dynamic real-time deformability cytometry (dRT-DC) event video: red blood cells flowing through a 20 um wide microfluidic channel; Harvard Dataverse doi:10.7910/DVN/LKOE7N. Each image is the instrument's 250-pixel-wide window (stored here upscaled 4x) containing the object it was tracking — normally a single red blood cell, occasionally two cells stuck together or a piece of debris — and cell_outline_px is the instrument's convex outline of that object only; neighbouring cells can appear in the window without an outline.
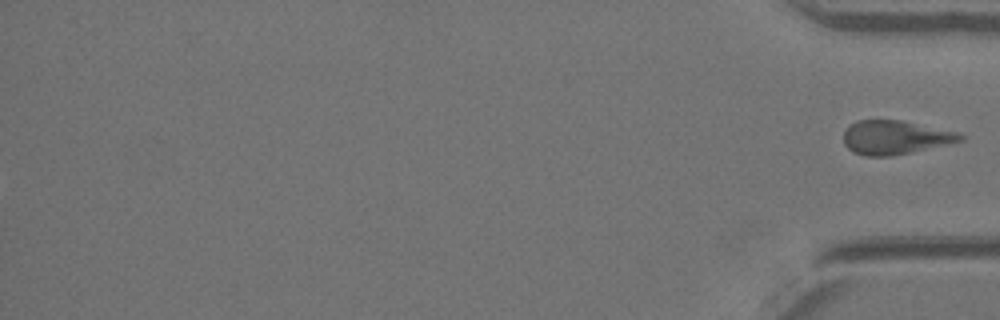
{"species": "Egyptian fruit bat (a non-hibernating species)", "species_latin": "Rousettus aegyptiacus", "temperature_condition": "warm", "stored_images_in_passage": 36, "segment_of_instrument_passage": [2, 2], "camera_frame_rate_fps": 3000, "um_per_image_px": 0.085, "animal": {"sex": "female"}, "frame": {"image": 1, "passage_image": 36, "time_ms": 11.667, "image_size_px": [1000, 320], "cell_outline_px": [[968, 136], [964, 140], [948, 144], [888, 156], [864, 156], [852, 152], [844, 144], [844, 132], [856, 120], [900, 120], [960, 132]], "centroid_in_image_um": [76.12, 11.67], "position_along_channel_um": 359.1, "area_um2": 22.95}}